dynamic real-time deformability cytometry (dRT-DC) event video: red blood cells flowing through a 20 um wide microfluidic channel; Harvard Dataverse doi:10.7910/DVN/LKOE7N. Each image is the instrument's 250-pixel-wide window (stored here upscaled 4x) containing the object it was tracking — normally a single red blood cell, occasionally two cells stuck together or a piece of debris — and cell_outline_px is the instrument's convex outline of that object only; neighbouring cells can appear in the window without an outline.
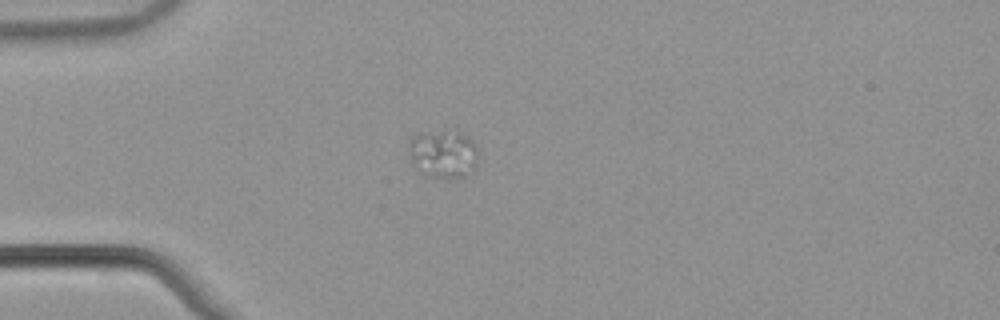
{"species": "common noctule bat (a hibernating species)", "species_latin": "Nyctalus noctula", "temperature_condition": "warm", "stored_images_in_passage": 49, "camera_frame_rate_fps": 3000, "um_per_image_px": 0.085, "animal": {"sex": "male", "body_mass_g": 21.5, "forearm_length_mm": 52.0}, "frame": {"image": 1, "passage_image": 10, "time_ms": 3.0, "image_size_px": [1000, 320], "cell_outline_px": [[476, 164], [472, 172], [464, 176], [436, 176], [416, 160], [412, 156], [412, 136], [440, 132], [444, 132], [468, 136], [476, 144]], "centroid_in_image_um": [37.84, 13.05], "position_along_channel_um": 47.2, "area_um2": 17.11}}
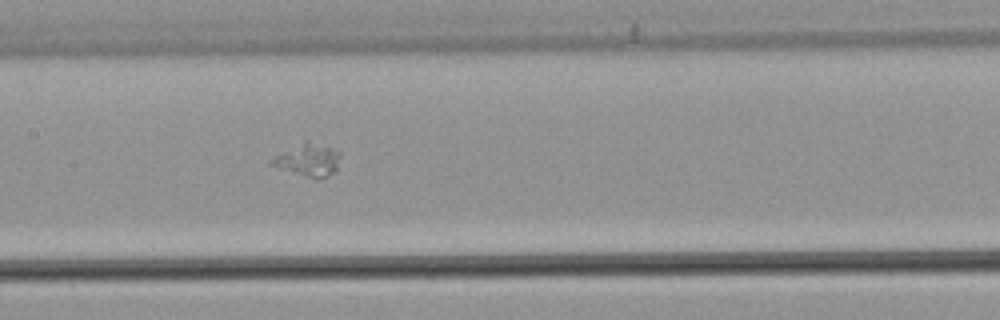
{"frame": {"image": 2, "passage_image": 22, "time_ms": 7.0, "image_size_px": [1000, 320], "cell_outline_px": [[340, 156], [336, 172], [328, 176], [316, 180], [268, 164], [268, 160], [308, 140], [332, 148], [340, 152]], "centroid_in_image_um": [26.23, 13.63], "position_along_channel_um": 181.2, "area_um2": 12.89}}
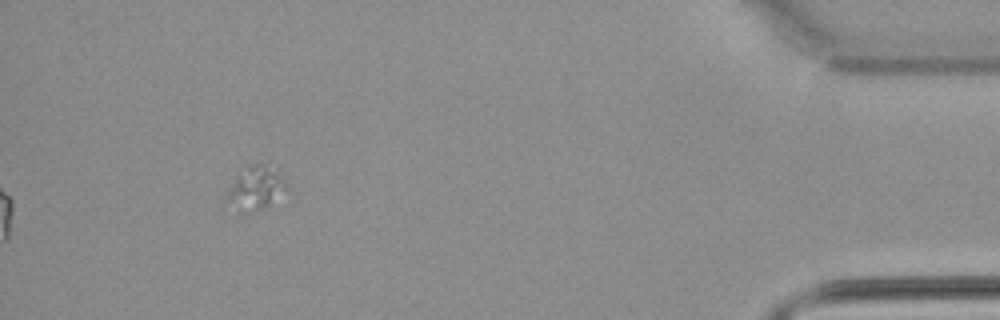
{"frame": {"image": 3, "passage_image": 45, "time_ms": 14.667, "image_size_px": [1000, 320], "cell_outline_px": [[288, 188], [268, 204], [260, 208], [240, 216], [228, 196], [228, 192], [236, 176], [248, 164], [264, 164], [276, 172], [288, 184]], "centroid_in_image_um": [21.72, 15.99], "position_along_channel_um": 413.5, "area_um2": 14.39}}